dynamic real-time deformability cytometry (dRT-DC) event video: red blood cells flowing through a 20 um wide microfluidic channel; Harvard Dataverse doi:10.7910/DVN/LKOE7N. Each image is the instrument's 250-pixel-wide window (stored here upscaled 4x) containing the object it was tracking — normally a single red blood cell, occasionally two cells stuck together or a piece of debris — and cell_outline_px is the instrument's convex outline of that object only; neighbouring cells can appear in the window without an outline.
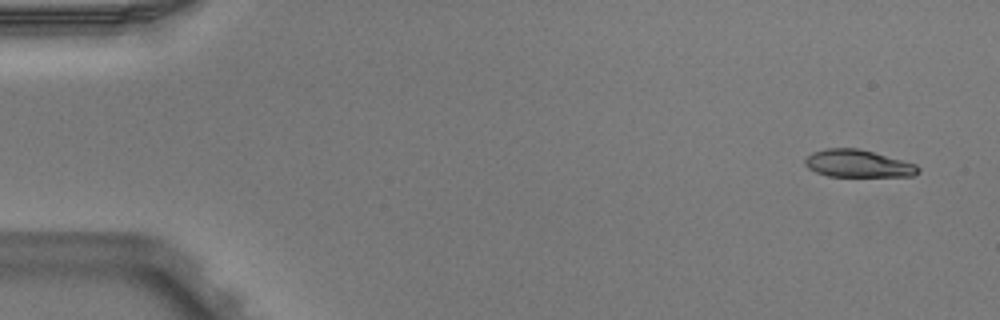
{"species": "Egyptian fruit bat (a non-hibernating species)", "species_latin": "Rousettus aegyptiacus", "temperature_condition": "warm", "stored_images_in_passage": 4, "camera_frame_rate_fps": 3000, "um_per_image_px": 0.085, "animal": {"sex": "male"}, "frame": {"image": 1, "passage_image": 1, "time_ms": 0.0, "image_size_px": [1000, 320], "cell_outline_px": [[920, 172], [912, 176], [828, 176], [816, 172], [808, 168], [804, 164], [804, 160], [812, 152], [828, 148], [856, 148], [872, 152], [916, 164], [920, 168]], "centroid_in_image_um": [72.91, 13.91], "position_along_channel_um": 12.1, "area_um2": 17.92}}
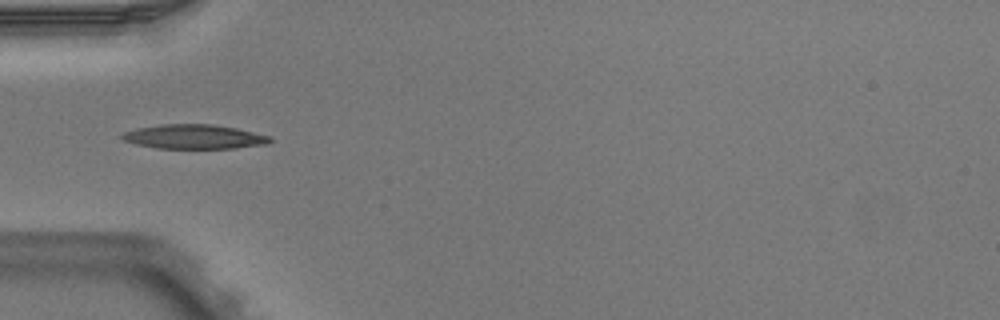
{"frame": {"image": 2, "passage_image": 4, "time_ms": 1.0, "image_size_px": [1000, 320], "cell_outline_px": [[272, 140], [268, 144], [236, 148], [156, 148], [136, 144], [124, 140], [120, 136], [124, 132], [136, 128], [160, 124], [212, 124], [236, 128], [272, 136]], "centroid_in_image_um": [16.52, 11.62], "position_along_channel_um": 68.5, "area_um2": 21.04}}